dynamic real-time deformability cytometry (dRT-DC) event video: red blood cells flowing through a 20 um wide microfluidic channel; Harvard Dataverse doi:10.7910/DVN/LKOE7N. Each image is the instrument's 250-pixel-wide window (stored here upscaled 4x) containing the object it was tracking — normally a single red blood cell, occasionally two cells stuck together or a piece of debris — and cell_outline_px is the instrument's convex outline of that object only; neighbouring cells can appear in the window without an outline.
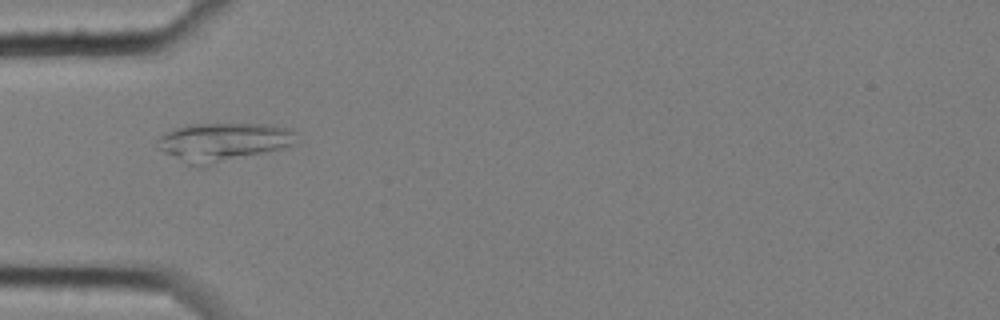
{"species": "common noctule bat (a hibernating species)", "species_latin": "Nyctalus noctula", "temperature_condition": "cold", "stored_images_in_passage": 2, "camera_frame_rate_fps": 3000, "um_per_image_px": 0.085, "animal": {"sex": "female", "body_mass_g": 25.1}, "frame": {"image": 1, "passage_image": 1, "time_ms": 0.0, "image_size_px": [1000, 320], "cell_outline_px": [[296, 132], [292, 144], [284, 148], [200, 168], [196, 168], [156, 148], [156, 140], [160, 136], [176, 128], [188, 124], [264, 124], [292, 128]], "centroid_in_image_um": [18.94, 12.09], "position_along_channel_um": 66.1, "area_um2": 31.33}}